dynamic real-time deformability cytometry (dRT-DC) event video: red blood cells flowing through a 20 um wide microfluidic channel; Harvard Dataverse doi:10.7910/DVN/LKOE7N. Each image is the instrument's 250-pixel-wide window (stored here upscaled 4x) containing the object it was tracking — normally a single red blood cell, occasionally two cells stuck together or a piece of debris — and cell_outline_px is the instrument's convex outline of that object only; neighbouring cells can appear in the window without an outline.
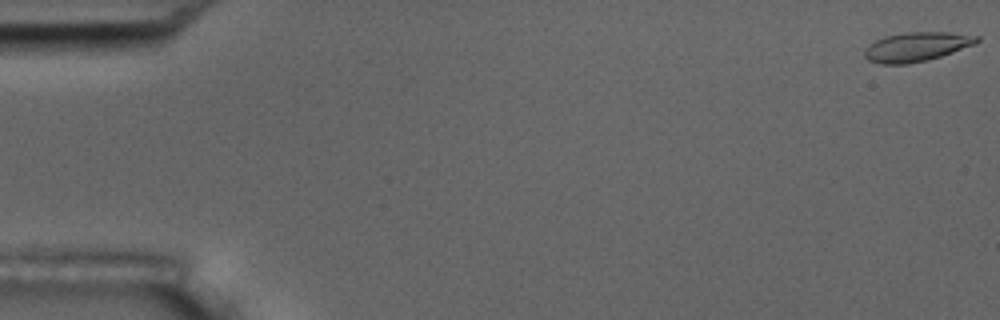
{"species": "common noctule bat (a hibernating species)", "species_latin": "Nyctalus noctula", "temperature_condition": "room temperature", "stored_images_in_passage": 13, "camera_frame_rate_fps": 3000, "um_per_image_px": 0.085, "animal": {"sex": "male", "body_mass_g": 17.5, "forearm_length_mm": 52.3}, "frame": {"image": 1, "passage_image": 1, "time_ms": 0.0, "image_size_px": [1000, 320], "cell_outline_px": [[980, 40], [976, 44], [928, 60], [908, 64], [880, 64], [868, 60], [864, 56], [864, 48], [868, 44], [884, 36], [908, 32], [948, 32], [980, 36]], "centroid_in_image_um": [77.89, 3.97], "position_along_channel_um": 7.1, "area_um2": 19.25}}